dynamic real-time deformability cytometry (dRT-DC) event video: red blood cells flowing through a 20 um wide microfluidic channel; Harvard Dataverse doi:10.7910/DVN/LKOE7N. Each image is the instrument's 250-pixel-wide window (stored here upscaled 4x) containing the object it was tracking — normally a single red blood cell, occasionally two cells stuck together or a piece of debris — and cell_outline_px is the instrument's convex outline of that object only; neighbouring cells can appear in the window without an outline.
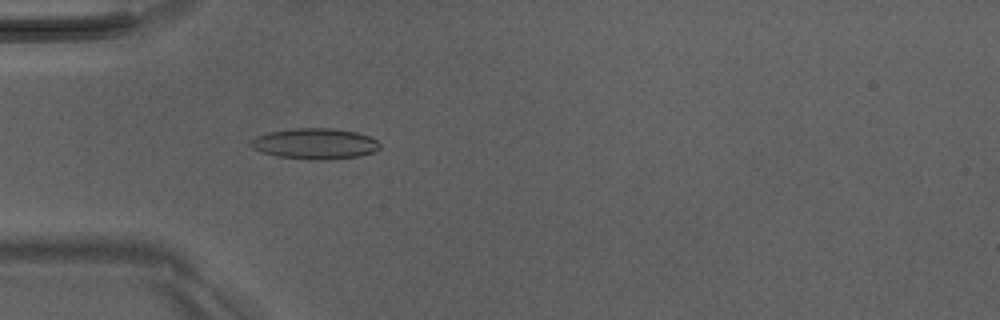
{"species": "Egyptian fruit bat (a non-hibernating species)", "species_latin": "Rousettus aegyptiacus", "temperature_condition": "room temperature", "stored_images_in_passage": 51, "camera_frame_rate_fps": 3000, "um_per_image_px": 0.085, "animal": {"sex": "male"}, "frame": {"image": 1, "passage_image": 16, "time_ms": 5.0, "image_size_px": [1000, 320], "cell_outline_px": [[380, 148], [376, 152], [360, 156], [328, 160], [312, 160], [276, 156], [252, 148], [248, 144], [248, 140], [256, 136], [268, 132], [296, 128], [332, 128], [356, 132], [368, 136], [376, 140], [380, 144]], "centroid_in_image_um": [26.76, 12.22], "position_along_channel_um": 58.2, "area_um2": 23.41}}
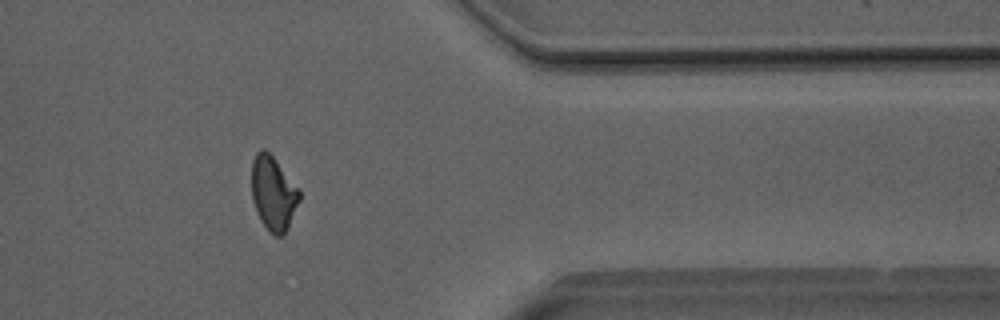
{"frame": {"image": 2, "passage_image": 42, "time_ms": 13.667, "image_size_px": [1000, 320], "cell_outline_px": [[300, 200], [288, 228], [284, 236], [276, 236], [260, 220], [256, 212], [252, 200], [252, 160], [256, 152], [260, 148], [264, 148], [272, 156], [300, 188]], "centroid_in_image_um": [23.24, 16.41], "position_along_channel_um": 388.2, "area_um2": 20.75}}
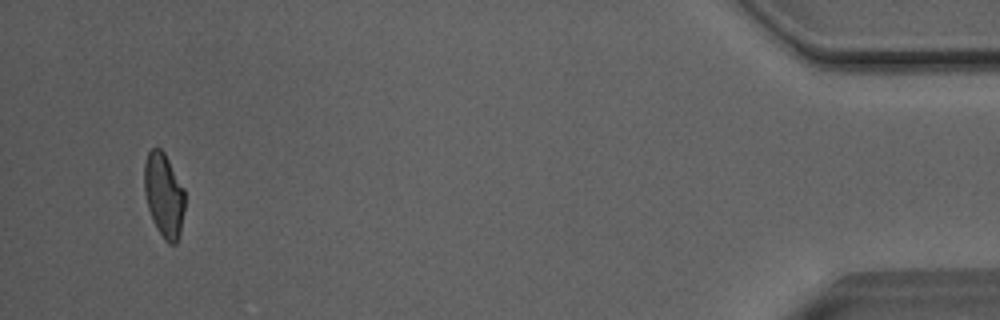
{"frame": {"image": 3, "passage_image": 49, "time_ms": 16.0, "image_size_px": [1000, 320], "cell_outline_px": [[184, 208], [180, 232], [176, 244], [168, 244], [164, 240], [148, 208], [144, 192], [144, 164], [148, 152], [152, 148], [160, 148], [164, 152], [184, 188]], "centroid_in_image_um": [13.93, 16.56], "position_along_channel_um": 421.3, "area_um2": 19.65}, "authors_computed_cell_mechanics": {"area_um2": 20.9236, "velocity_mm_per_s": 4.0607, "shape_relaxation_time_tau1_ms": 7.4641, "shape_relaxation_time_tau2_ms": 2.8888, "deformation_change_tau1": 0.2043, "deformation_change_tau2": 0.1048}}